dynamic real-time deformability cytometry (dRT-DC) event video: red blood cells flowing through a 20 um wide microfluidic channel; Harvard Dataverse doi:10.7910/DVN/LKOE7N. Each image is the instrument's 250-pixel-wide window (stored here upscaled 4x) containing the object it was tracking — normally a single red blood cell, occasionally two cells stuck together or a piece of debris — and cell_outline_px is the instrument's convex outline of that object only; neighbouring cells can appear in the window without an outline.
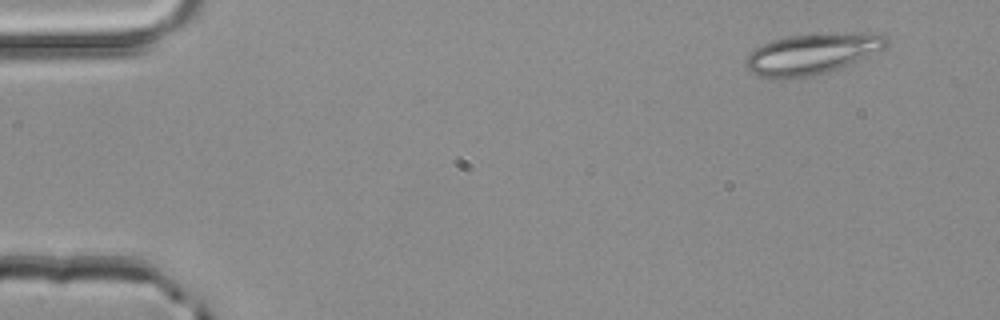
{"species": "common noctule bat (a hibernating species)", "species_latin": "Nyctalus noctula", "temperature_condition": "room temperature", "stored_images_in_passage": 3, "camera_frame_rate_fps": 3000, "um_per_image_px": 0.085, "animal": {"sex": "male", "body_mass_g": 20.4}, "frame": {"image": 1, "passage_image": 1, "time_ms": 0.0, "image_size_px": [1000, 320], "cell_outline_px": [[888, 48], [816, 76], [756, 76], [748, 72], [744, 64], [744, 56], [748, 52], [772, 40], [788, 36], [836, 32], [884, 32], [888, 36]], "centroid_in_image_um": [69.08, 4.52], "position_along_channel_um": 15.9, "area_um2": 33.64}}